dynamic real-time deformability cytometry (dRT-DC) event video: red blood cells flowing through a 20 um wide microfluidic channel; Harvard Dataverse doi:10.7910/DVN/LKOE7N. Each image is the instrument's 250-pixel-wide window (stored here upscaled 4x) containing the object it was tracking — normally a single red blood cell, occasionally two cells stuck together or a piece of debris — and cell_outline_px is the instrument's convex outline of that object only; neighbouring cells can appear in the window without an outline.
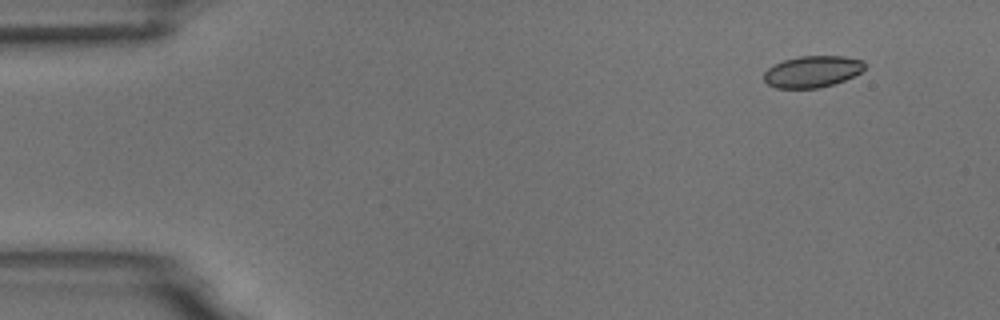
{"species": "common noctule bat (a hibernating species)", "species_latin": "Nyctalus noctula", "temperature_condition": "room temperature", "stored_images_in_passage": 6, "segment_of_instrument_passage": [2, 2], "camera_frame_rate_fps": 3000, "um_per_image_px": 0.085, "animal": {"sex": "male", "body_mass_g": 18.8}, "frame": {"image": 1, "passage_image": 6, "time_ms": 6.333, "image_size_px": [1000, 320], "cell_outline_px": [[864, 68], [860, 72], [844, 80], [820, 88], [776, 88], [768, 84], [764, 80], [764, 72], [772, 64], [784, 60], [800, 56], [844, 56], [864, 60]], "centroid_in_image_um": [69.02, 6.08], "position_along_channel_um": 16.0, "area_um2": 18.5}}